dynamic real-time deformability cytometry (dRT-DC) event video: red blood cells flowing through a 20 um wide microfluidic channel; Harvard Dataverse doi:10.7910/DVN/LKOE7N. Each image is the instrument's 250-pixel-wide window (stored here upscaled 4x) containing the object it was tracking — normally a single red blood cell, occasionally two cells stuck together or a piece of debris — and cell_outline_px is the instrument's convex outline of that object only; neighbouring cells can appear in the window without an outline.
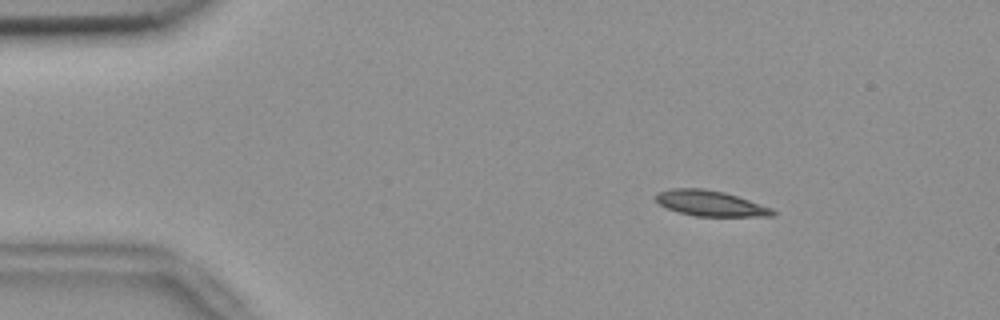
{"species": "common noctule bat (a hibernating species)", "species_latin": "Nyctalus noctula", "temperature_condition": "room temperature", "stored_images_in_passage": 52, "camera_frame_rate_fps": 3000, "um_per_image_px": 0.085, "animal": {"sex": "female", "body_mass_g": 18.4}, "frame": {"image": 1, "passage_image": 6, "time_ms": 1.667, "image_size_px": [1000, 320], "cell_outline_px": [[776, 216], [696, 216], [680, 212], [668, 208], [660, 204], [656, 200], [656, 192], [672, 188], [704, 188], [724, 192], [772, 208], [776, 212]], "centroid_in_image_um": [60.38, 17.28], "position_along_channel_um": 24.6, "area_um2": 17.22}}
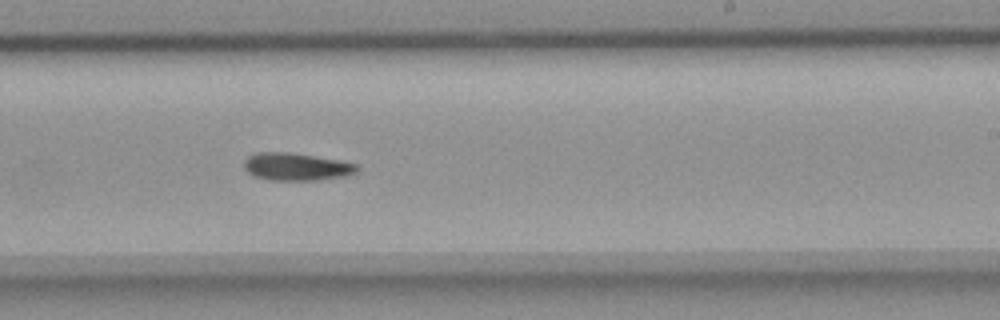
{"frame": {"image": 2, "passage_image": 31, "time_ms": 10.0, "image_size_px": [1000, 320], "cell_outline_px": [[360, 168], [356, 172], [348, 176], [316, 180], [268, 180], [256, 176], [248, 172], [244, 168], [244, 160], [248, 156], [256, 152], [288, 152], [340, 160], [356, 164]], "centroid_in_image_um": [25.2, 14.17], "position_along_channel_um": 263.8, "area_um2": 18.21}}
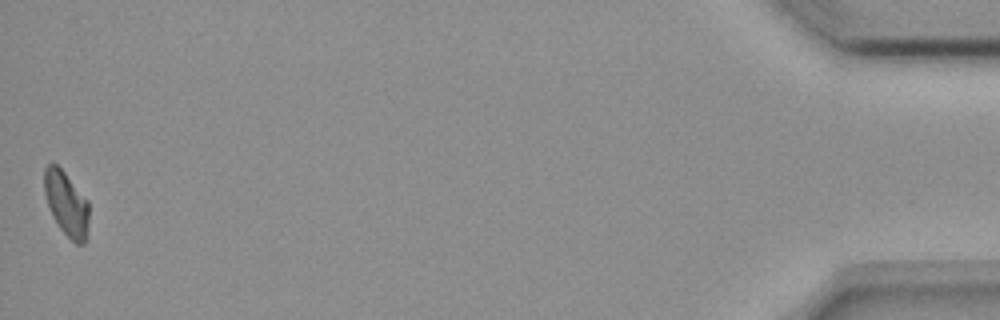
{"frame": {"image": 3, "passage_image": 52, "time_ms": 17.0, "image_size_px": [1000, 320], "cell_outline_px": [[88, 236], [84, 244], [76, 244], [60, 228], [52, 216], [44, 192], [44, 168], [48, 164], [56, 164], [64, 172], [88, 200]], "centroid_in_image_um": [5.65, 17.33], "position_along_channel_um": 429.5, "area_um2": 16.7}}